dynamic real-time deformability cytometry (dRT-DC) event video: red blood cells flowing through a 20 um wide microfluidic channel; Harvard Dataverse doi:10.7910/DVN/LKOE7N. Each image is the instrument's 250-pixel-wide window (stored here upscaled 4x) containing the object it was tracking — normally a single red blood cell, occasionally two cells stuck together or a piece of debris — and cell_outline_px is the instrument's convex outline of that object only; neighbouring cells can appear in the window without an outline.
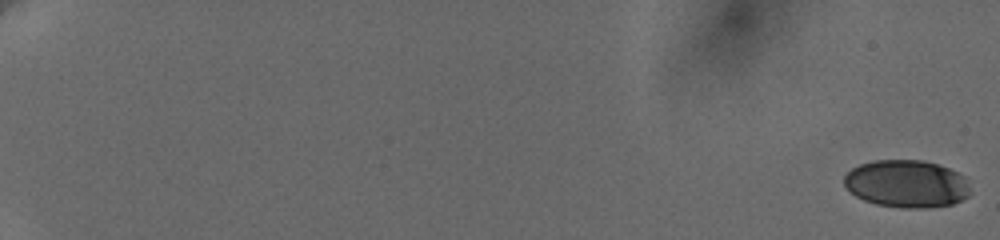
{"species": "human", "species_latin": "Homo sapiens", "temperature_condition": "cold", "stored_images_in_passage": 20, "camera_frame_rate_fps": 3000, "um_per_image_px": 0.085, "donor": {"sex": "female"}, "frame": {"image": 1, "passage_image": 1, "time_ms": 0.0, "image_size_px": [1000, 240], "cell_outline_px": [[968, 196], [952, 204], [928, 208], [900, 208], [876, 204], [864, 200], [856, 196], [844, 184], [844, 176], [852, 168], [860, 164], [872, 160], [924, 160], [948, 168], [964, 176], [968, 188]], "centroid_in_image_um": [77.04, 15.62], "position_along_channel_um": 8.0, "area_um2": 34.8}}
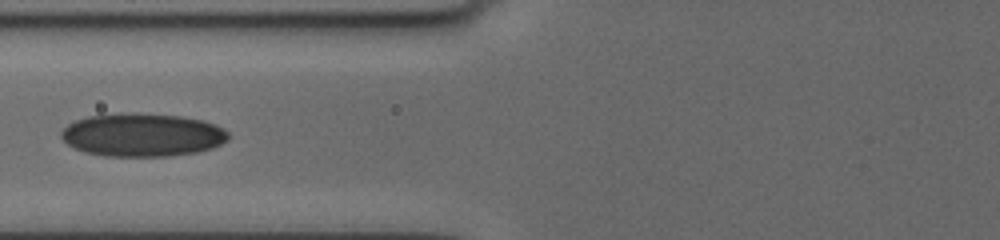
{"frame": {"image": 2, "passage_image": 17, "time_ms": 9.333, "image_size_px": [1000, 240], "cell_outline_px": [[228, 140], [212, 148], [196, 152], [168, 156], [104, 156], [84, 152], [68, 144], [60, 136], [60, 132], [68, 124], [76, 120], [88, 116], [180, 116], [200, 120], [216, 124], [228, 132]], "centroid_in_image_um": [12.11, 11.52], "position_along_channel_um": 113.7, "area_um2": 40.69}}
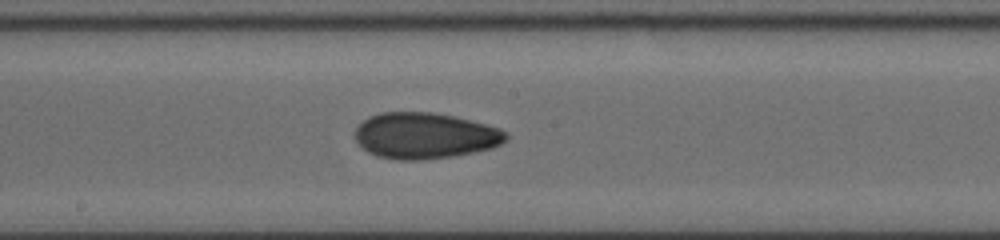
{"frame": {"image": 3, "passage_image": 20, "time_ms": 12.0, "image_size_px": [1000, 240], "cell_outline_px": [[508, 140], [492, 148], [452, 156], [420, 160], [396, 160], [376, 156], [368, 152], [356, 140], [356, 128], [368, 116], [380, 112], [432, 112], [452, 116], [500, 128], [508, 136]], "centroid_in_image_um": [36.1, 11.53], "position_along_channel_um": 212.1, "area_um2": 40.29}}